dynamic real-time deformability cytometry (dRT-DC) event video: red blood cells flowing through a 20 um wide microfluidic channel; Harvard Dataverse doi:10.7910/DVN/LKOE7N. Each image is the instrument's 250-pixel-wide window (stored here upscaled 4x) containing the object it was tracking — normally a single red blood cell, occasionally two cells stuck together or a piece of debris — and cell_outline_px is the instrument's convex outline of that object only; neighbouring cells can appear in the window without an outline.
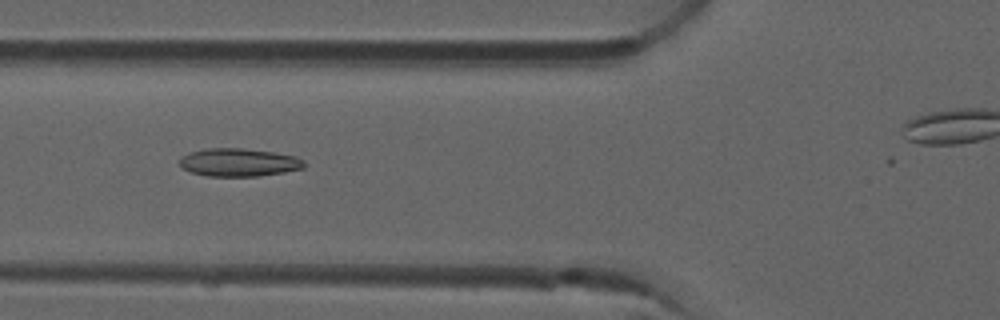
{"species": "common noctule bat (a hibernating species)", "species_latin": "Nyctalus noctula", "temperature_condition": "room temperature", "stored_images_in_passage": 46, "camera_frame_rate_fps": 3000, "um_per_image_px": 0.085, "animal": {"sex": "male", "forearm_length_mm": 52.5}, "frame": {"image": 1, "passage_image": 20, "time_ms": 6.333, "image_size_px": [1000, 320], "cell_outline_px": [[304, 168], [284, 172], [260, 176], [208, 176], [192, 172], [184, 168], [180, 164], [180, 156], [188, 152], [208, 148], [240, 148], [272, 152], [296, 156], [304, 160]], "centroid_in_image_um": [20.3, 13.8], "position_along_channel_um": 105.5, "area_um2": 20.29}}
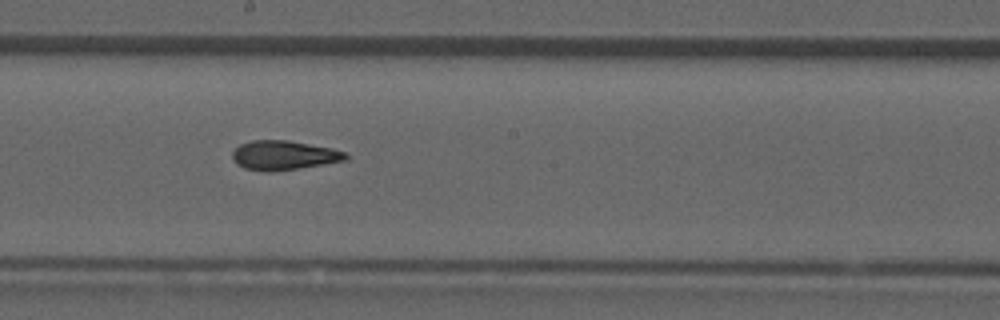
{"frame": {"image": 2, "passage_image": 29, "time_ms": 9.333, "image_size_px": [1000, 320], "cell_outline_px": [[348, 160], [272, 172], [264, 172], [244, 168], [236, 164], [232, 156], [232, 152], [240, 144], [252, 140], [288, 140], [332, 148], [344, 152], [348, 156]], "centroid_in_image_um": [24.1, 13.2], "position_along_channel_um": 224.1, "area_um2": 19.36}}
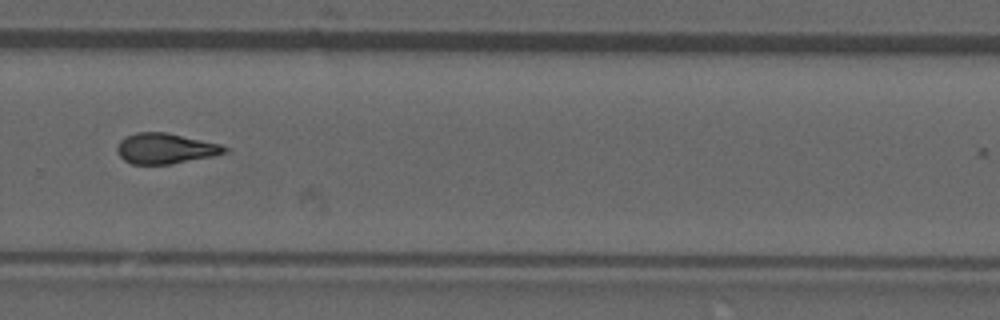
{"frame": {"image": 3, "passage_image": 36, "time_ms": 11.667, "image_size_px": [1000, 320], "cell_outline_px": [[232, 152], [212, 156], [168, 164], [132, 164], [124, 160], [120, 156], [116, 148], [120, 140], [136, 132], [164, 132], [220, 144], [232, 148]], "centroid_in_image_um": [14.1, 12.62], "position_along_channel_um": 315.7, "area_um2": 19.02}, "authors_computed_cell_mechanics": {"area_um2": 19.5075, "velocity_mm_per_s": 3.9477, "shape_relaxation_time_tau1_ms": 8.1845, "shape_relaxation_time_tau2_ms": 3.2376, "deformation_change_tau1": 0.1902, "deformation_change_tau2": 0.1356}}